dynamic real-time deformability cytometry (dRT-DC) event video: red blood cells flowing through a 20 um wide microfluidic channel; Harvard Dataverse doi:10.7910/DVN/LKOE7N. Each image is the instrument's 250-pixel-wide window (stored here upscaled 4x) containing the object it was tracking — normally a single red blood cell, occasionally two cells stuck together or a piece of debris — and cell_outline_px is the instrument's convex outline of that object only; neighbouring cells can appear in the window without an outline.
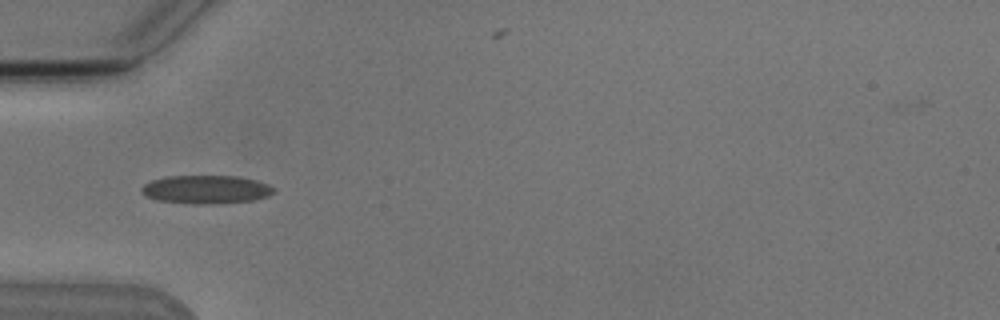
{"species": "Egyptian fruit bat (a non-hibernating species)", "species_latin": "Rousettus aegyptiacus", "temperature_condition": "cold", "stored_images_in_passage": 7, "camera_frame_rate_fps": 3000, "um_per_image_px": 0.085, "animal": {"sex": "male"}, "frame": {"image": 1, "passage_image": 4, "time_ms": 4.333, "image_size_px": [1000, 320], "cell_outline_px": [[276, 192], [268, 196], [252, 200], [220, 204], [196, 204], [156, 200], [144, 196], [140, 192], [140, 188], [144, 184], [152, 180], [168, 176], [240, 176], [256, 180], [268, 184], [276, 188]], "centroid_in_image_um": [17.52, 16.11], "position_along_channel_um": 67.5, "area_um2": 22.2}}
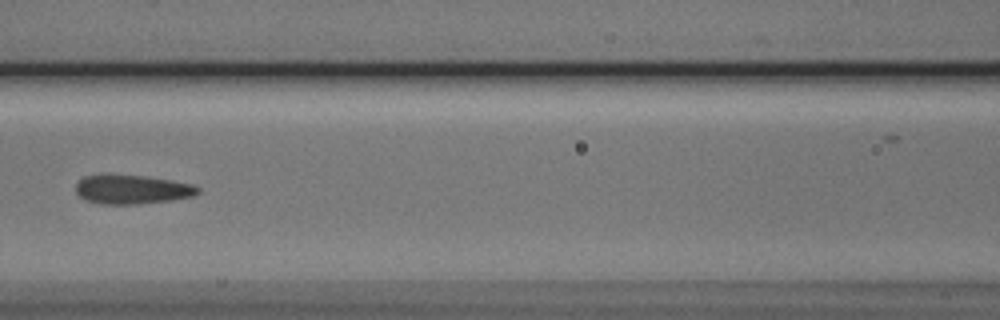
{"frame": {"image": 2, "passage_image": 6, "time_ms": 6.667, "image_size_px": [1000, 320], "cell_outline_px": [[200, 192], [192, 196], [172, 200], [136, 204], [100, 204], [84, 200], [76, 192], [76, 184], [84, 176], [104, 172], [108, 172], [148, 176], [172, 180], [192, 184], [200, 188]], "centroid_in_image_um": [11.18, 16.06], "position_along_channel_um": 155.4, "area_um2": 21.39}}